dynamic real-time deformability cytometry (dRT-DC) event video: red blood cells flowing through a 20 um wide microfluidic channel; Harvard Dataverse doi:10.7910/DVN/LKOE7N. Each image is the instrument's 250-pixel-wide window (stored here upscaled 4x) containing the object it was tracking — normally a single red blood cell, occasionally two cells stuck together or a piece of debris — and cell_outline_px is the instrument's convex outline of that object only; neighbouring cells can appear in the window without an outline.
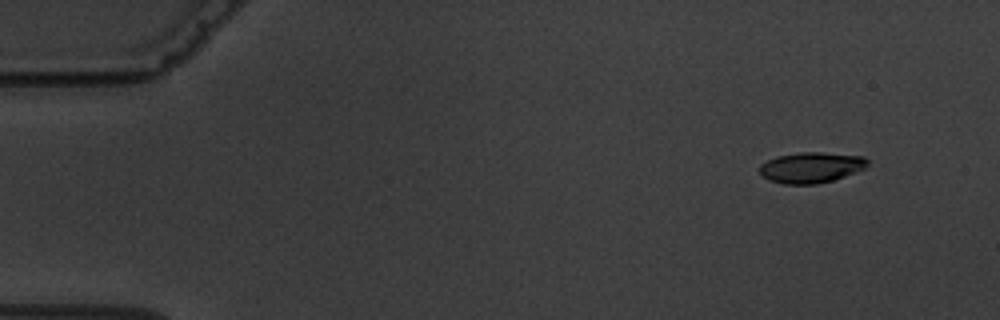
{"species": "common noctule bat (a hibernating species)", "species_latin": "Nyctalus noctula", "temperature_condition": "warm", "stored_images_in_passage": 4, "camera_frame_rate_fps": 3000, "um_per_image_px": 0.085, "animal": {"sex": "male", "body_mass_g": 19.5, "forearm_length_mm": 54.6}, "frame": {"image": 1, "passage_image": 1, "time_ms": 0.0, "image_size_px": [1000, 320], "cell_outline_px": [[868, 164], [864, 168], [844, 176], [832, 180], [816, 184], [784, 184], [768, 180], [760, 172], [760, 164], [776, 156], [800, 152], [820, 152], [864, 156], [868, 160]], "centroid_in_image_um": [68.93, 14.23], "position_along_channel_um": 16.1, "area_um2": 19.19}}